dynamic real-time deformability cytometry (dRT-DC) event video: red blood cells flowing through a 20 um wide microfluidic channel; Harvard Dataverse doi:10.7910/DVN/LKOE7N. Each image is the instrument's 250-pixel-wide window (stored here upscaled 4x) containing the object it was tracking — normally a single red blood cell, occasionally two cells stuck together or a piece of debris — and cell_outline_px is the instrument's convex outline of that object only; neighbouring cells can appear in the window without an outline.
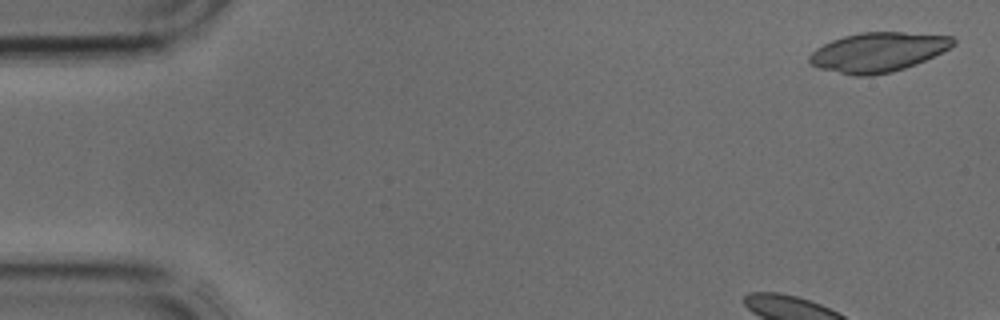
{"species": "common noctule bat (a hibernating species)", "species_latin": "Nyctalus noctula", "temperature_condition": "cold", "stored_images_in_passage": 4, "camera_frame_rate_fps": 3000, "um_per_image_px": 0.085, "animal": {"sex": "male", "body_mass_g": 17.9, "forearm_length_mm": 54.2}, "frame": {"image": 1, "passage_image": 1, "time_ms": 0.0, "image_size_px": [1000, 320], "cell_outline_px": [[956, 44], [916, 64], [892, 72], [872, 76], [852, 76], [820, 68], [812, 64], [808, 60], [808, 56], [816, 48], [832, 40], [844, 36], [860, 32], [904, 32], [952, 36], [956, 40]], "centroid_in_image_um": [74.61, 4.43], "position_along_channel_um": 10.4, "area_um2": 32.95}}